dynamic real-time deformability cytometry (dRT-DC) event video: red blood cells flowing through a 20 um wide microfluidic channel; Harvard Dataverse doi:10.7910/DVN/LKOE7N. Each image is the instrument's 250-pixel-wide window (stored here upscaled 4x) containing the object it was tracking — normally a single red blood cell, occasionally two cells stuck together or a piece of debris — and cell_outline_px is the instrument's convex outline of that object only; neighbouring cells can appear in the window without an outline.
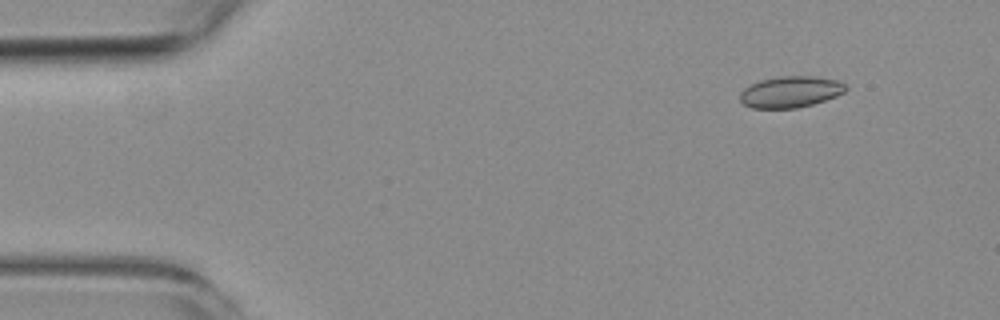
{"species": "common noctule bat (a hibernating species)", "species_latin": "Nyctalus noctula", "temperature_condition": "room temperature", "stored_images_in_passage": 5, "segment_of_instrument_passage": [1, 2], "camera_frame_rate_fps": 3000, "um_per_image_px": 0.085, "animal": {"sex": "female", "body_mass_g": 19.3, "forearm_length_mm": 54.1}, "frame": {"image": 1, "passage_image": 2, "time_ms": 1.0, "image_size_px": [1000, 320], "cell_outline_px": [[848, 88], [844, 92], [836, 96], [812, 104], [796, 108], [752, 108], [744, 104], [740, 100], [740, 92], [744, 88], [760, 80], [780, 76], [816, 76], [836, 80], [844, 84]], "centroid_in_image_um": [67.18, 7.8], "position_along_channel_um": 17.8, "area_um2": 19.19}}